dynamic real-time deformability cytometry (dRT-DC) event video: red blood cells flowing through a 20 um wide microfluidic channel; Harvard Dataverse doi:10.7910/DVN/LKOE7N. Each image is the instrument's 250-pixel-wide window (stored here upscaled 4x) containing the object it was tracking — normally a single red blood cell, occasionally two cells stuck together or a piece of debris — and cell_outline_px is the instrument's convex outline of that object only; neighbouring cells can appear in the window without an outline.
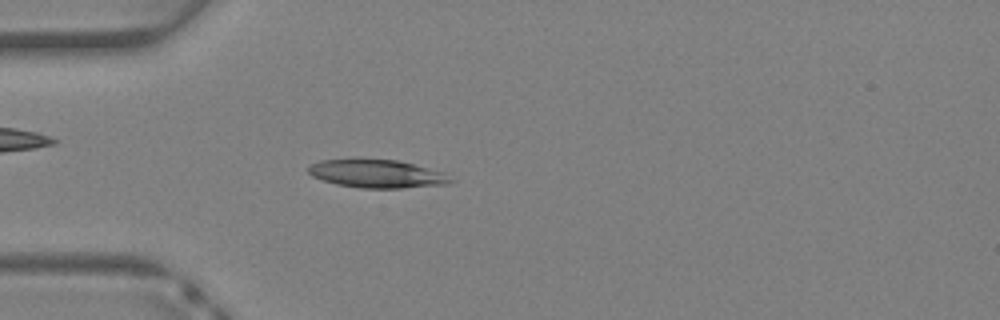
{"species": "Egyptian fruit bat (a non-hibernating species)", "species_latin": "Rousettus aegyptiacus", "temperature_condition": "warm", "stored_images_in_passage": 37, "camera_frame_rate_fps": 3000, "um_per_image_px": 0.085, "animal": {"sex": "female"}, "frame": {"image": 1, "passage_image": 10, "time_ms": 3.0, "image_size_px": [1000, 320], "cell_outline_px": [[456, 180], [448, 184], [400, 188], [360, 188], [336, 184], [312, 176], [308, 172], [308, 168], [312, 164], [320, 160], [356, 156], [396, 160], [444, 172]], "centroid_in_image_um": [32.01, 14.73], "position_along_channel_um": 53.0, "area_um2": 24.1}}
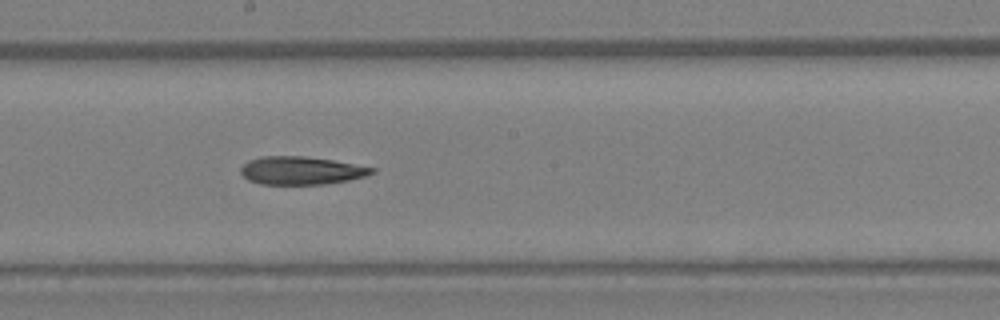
{"frame": {"image": 2, "passage_image": 20, "time_ms": 6.333, "image_size_px": [1000, 320], "cell_outline_px": [[376, 172], [368, 176], [348, 180], [324, 184], [260, 184], [248, 180], [240, 172], [240, 168], [248, 160], [264, 156], [304, 156], [332, 160], [376, 168]], "centroid_in_image_um": [25.61, 14.5], "position_along_channel_um": 222.6, "area_um2": 21.44}}
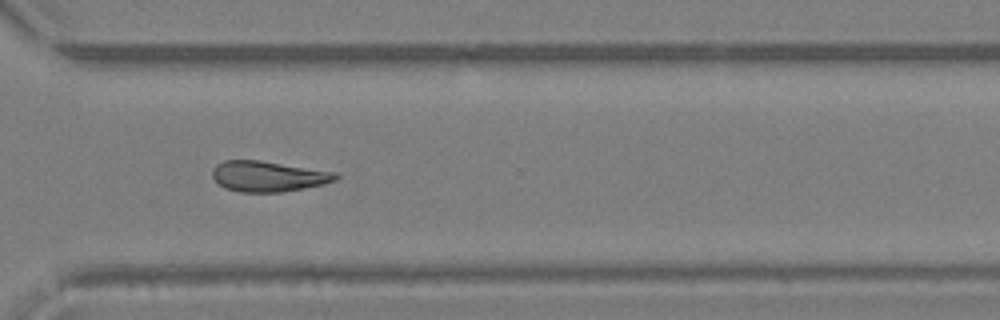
{"frame": {"image": 3, "passage_image": 27, "time_ms": 8.667, "image_size_px": [1000, 320], "cell_outline_px": [[340, 176], [336, 180], [324, 184], [304, 188], [280, 192], [240, 192], [224, 188], [212, 176], [212, 168], [216, 164], [224, 160], [260, 160], [336, 172]], "centroid_in_image_um": [22.79, 14.98], "position_along_channel_um": 347.8, "area_um2": 22.02}}